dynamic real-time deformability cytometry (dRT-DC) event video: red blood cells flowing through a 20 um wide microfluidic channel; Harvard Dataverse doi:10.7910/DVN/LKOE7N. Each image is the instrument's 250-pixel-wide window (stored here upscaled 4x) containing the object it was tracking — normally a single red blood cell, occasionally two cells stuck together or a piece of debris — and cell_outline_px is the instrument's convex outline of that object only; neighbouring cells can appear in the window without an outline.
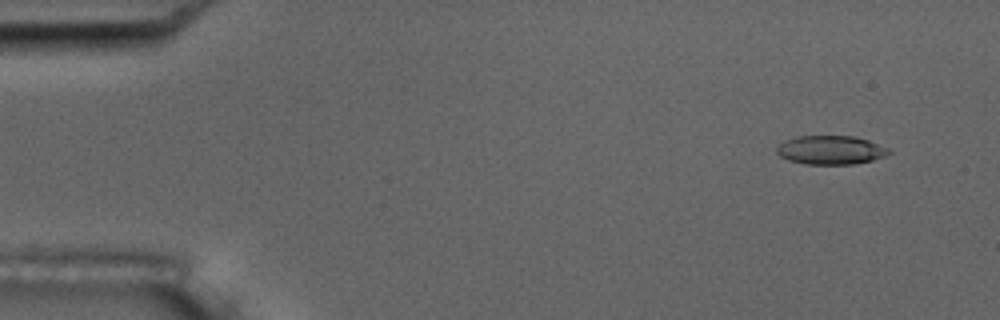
{"species": "common noctule bat (a hibernating species)", "species_latin": "Nyctalus noctula", "temperature_condition": "room temperature", "stored_images_in_passage": 4, "camera_frame_rate_fps": 3000, "um_per_image_px": 0.085, "animal": {"sex": "male", "body_mass_g": 17.5, "forearm_length_mm": 52.3}, "frame": {"image": 1, "passage_image": 1, "time_ms": 0.0, "image_size_px": [1000, 320], "cell_outline_px": [[892, 152], [884, 156], [872, 160], [852, 164], [804, 164], [788, 160], [780, 156], [776, 152], [776, 148], [784, 140], [796, 136], [856, 136], [868, 140], [888, 148]], "centroid_in_image_um": [70.58, 12.75], "position_along_channel_um": 14.4, "area_um2": 18.84}}